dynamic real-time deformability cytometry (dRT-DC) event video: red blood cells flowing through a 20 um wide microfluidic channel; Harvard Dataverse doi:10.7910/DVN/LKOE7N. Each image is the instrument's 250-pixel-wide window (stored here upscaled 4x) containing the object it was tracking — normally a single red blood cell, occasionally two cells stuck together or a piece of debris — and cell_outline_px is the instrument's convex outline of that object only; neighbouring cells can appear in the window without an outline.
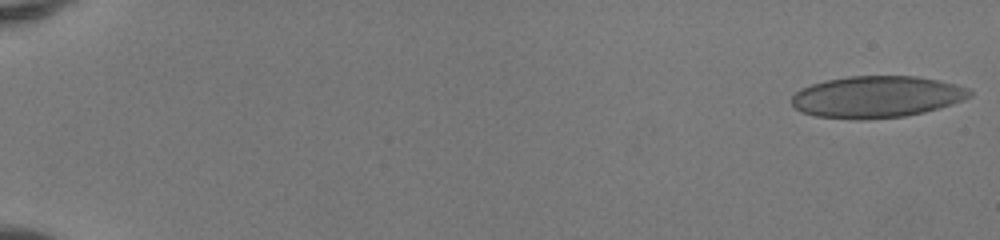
{"species": "human", "species_latin": "Homo sapiens", "temperature_condition": "room temperature", "stored_images_in_passage": 51, "camera_frame_rate_fps": 3000, "um_per_image_px": 0.085, "donor": {"sex": "female"}, "frame": {"image": 1, "passage_image": 1, "time_ms": 0.0, "image_size_px": [1000, 240], "cell_outline_px": [[972, 96], [964, 100], [940, 108], [924, 112], [904, 116], [860, 120], [856, 120], [816, 116], [800, 112], [792, 104], [792, 96], [796, 92], [812, 84], [828, 80], [848, 76], [916, 76], [940, 80], [956, 84], [968, 88], [972, 92]], "centroid_in_image_um": [74.55, 8.23], "position_along_channel_um": 10.4, "area_um2": 43.35}}
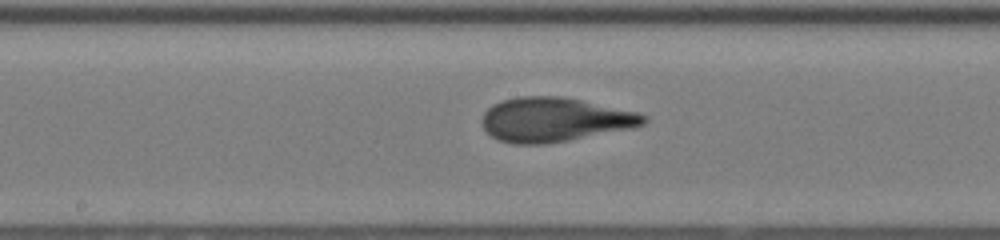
{"frame": {"image": 2, "passage_image": 29, "time_ms": 9.333, "image_size_px": [1000, 240], "cell_outline_px": [[648, 120], [644, 124], [636, 128], [568, 140], [544, 144], [512, 144], [500, 140], [492, 136], [484, 128], [480, 120], [484, 112], [492, 104], [504, 100], [520, 96], [564, 96], [640, 112], [648, 116]], "centroid_in_image_um": [47.19, 10.16], "position_along_channel_um": 201.0, "area_um2": 42.08}}
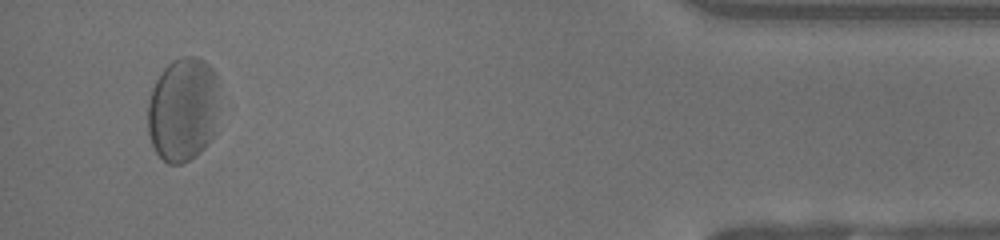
{"frame": {"image": 3, "passage_image": 49, "time_ms": 16.0, "image_size_px": [1000, 240], "cell_outline_px": [[220, 108], [216, 132], [212, 140], [200, 152], [188, 160], [180, 164], [168, 164], [156, 152], [152, 144], [148, 132], [148, 104], [152, 88], [156, 80], [164, 68], [172, 60], [180, 56], [196, 56], [204, 60], [216, 72], [220, 80]], "centroid_in_image_um": [15.63, 9.27], "position_along_channel_um": 419.6, "area_um2": 44.85}, "authors_computed_cell_mechanics": {"area_um2": 41.905, "velocity_mm_per_s": 4.094, "shape_relaxation_time_tau1_ms": 2.9534, "shape_relaxation_time_tau2_ms": 1.3809, "deformation_change_tau1": 0.1323, "deformation_change_tau2": 0.0848}}